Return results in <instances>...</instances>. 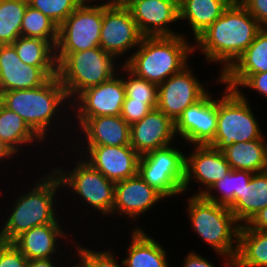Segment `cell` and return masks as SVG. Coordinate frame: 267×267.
<instances>
[{
    "instance_id": "21",
    "label": "cell",
    "mask_w": 267,
    "mask_h": 267,
    "mask_svg": "<svg viewBox=\"0 0 267 267\" xmlns=\"http://www.w3.org/2000/svg\"><path fill=\"white\" fill-rule=\"evenodd\" d=\"M85 132L88 146L130 145V126L118 116L77 119Z\"/></svg>"
},
{
    "instance_id": "1",
    "label": "cell",
    "mask_w": 267,
    "mask_h": 267,
    "mask_svg": "<svg viewBox=\"0 0 267 267\" xmlns=\"http://www.w3.org/2000/svg\"><path fill=\"white\" fill-rule=\"evenodd\" d=\"M261 29L247 9L238 0H233L222 15L194 40L207 60L223 62L221 76L244 53Z\"/></svg>"
},
{
    "instance_id": "38",
    "label": "cell",
    "mask_w": 267,
    "mask_h": 267,
    "mask_svg": "<svg viewBox=\"0 0 267 267\" xmlns=\"http://www.w3.org/2000/svg\"><path fill=\"white\" fill-rule=\"evenodd\" d=\"M156 108L157 103L130 101L125 96L120 116L129 126H131L142 120L150 111Z\"/></svg>"
},
{
    "instance_id": "37",
    "label": "cell",
    "mask_w": 267,
    "mask_h": 267,
    "mask_svg": "<svg viewBox=\"0 0 267 267\" xmlns=\"http://www.w3.org/2000/svg\"><path fill=\"white\" fill-rule=\"evenodd\" d=\"M81 259L77 267H121L116 263L115 256L110 251L97 252L75 245Z\"/></svg>"
},
{
    "instance_id": "4",
    "label": "cell",
    "mask_w": 267,
    "mask_h": 267,
    "mask_svg": "<svg viewBox=\"0 0 267 267\" xmlns=\"http://www.w3.org/2000/svg\"><path fill=\"white\" fill-rule=\"evenodd\" d=\"M68 99L58 76L50 77L43 85L25 90H10L0 94V102L17 113L44 141L48 126L62 101Z\"/></svg>"
},
{
    "instance_id": "11",
    "label": "cell",
    "mask_w": 267,
    "mask_h": 267,
    "mask_svg": "<svg viewBox=\"0 0 267 267\" xmlns=\"http://www.w3.org/2000/svg\"><path fill=\"white\" fill-rule=\"evenodd\" d=\"M207 93L187 65L158 85L157 109L175 123L186 108L197 103Z\"/></svg>"
},
{
    "instance_id": "32",
    "label": "cell",
    "mask_w": 267,
    "mask_h": 267,
    "mask_svg": "<svg viewBox=\"0 0 267 267\" xmlns=\"http://www.w3.org/2000/svg\"><path fill=\"white\" fill-rule=\"evenodd\" d=\"M28 0H0V45L12 44L21 36Z\"/></svg>"
},
{
    "instance_id": "28",
    "label": "cell",
    "mask_w": 267,
    "mask_h": 267,
    "mask_svg": "<svg viewBox=\"0 0 267 267\" xmlns=\"http://www.w3.org/2000/svg\"><path fill=\"white\" fill-rule=\"evenodd\" d=\"M233 267H267V231L240 227Z\"/></svg>"
},
{
    "instance_id": "33",
    "label": "cell",
    "mask_w": 267,
    "mask_h": 267,
    "mask_svg": "<svg viewBox=\"0 0 267 267\" xmlns=\"http://www.w3.org/2000/svg\"><path fill=\"white\" fill-rule=\"evenodd\" d=\"M21 36L47 40L56 47L58 26L41 11L28 4L22 20Z\"/></svg>"
},
{
    "instance_id": "22",
    "label": "cell",
    "mask_w": 267,
    "mask_h": 267,
    "mask_svg": "<svg viewBox=\"0 0 267 267\" xmlns=\"http://www.w3.org/2000/svg\"><path fill=\"white\" fill-rule=\"evenodd\" d=\"M60 223L35 226L22 233L12 243L28 259L51 258L56 252V239L64 236Z\"/></svg>"
},
{
    "instance_id": "26",
    "label": "cell",
    "mask_w": 267,
    "mask_h": 267,
    "mask_svg": "<svg viewBox=\"0 0 267 267\" xmlns=\"http://www.w3.org/2000/svg\"><path fill=\"white\" fill-rule=\"evenodd\" d=\"M12 45L23 63L39 67L49 78L57 75L55 47L49 41L19 36Z\"/></svg>"
},
{
    "instance_id": "10",
    "label": "cell",
    "mask_w": 267,
    "mask_h": 267,
    "mask_svg": "<svg viewBox=\"0 0 267 267\" xmlns=\"http://www.w3.org/2000/svg\"><path fill=\"white\" fill-rule=\"evenodd\" d=\"M81 161V162H80ZM73 171L65 173L61 167L54 169L62 186H67L81 196L90 206L103 215L112 214L114 207L115 183L93 168L82 158Z\"/></svg>"
},
{
    "instance_id": "40",
    "label": "cell",
    "mask_w": 267,
    "mask_h": 267,
    "mask_svg": "<svg viewBox=\"0 0 267 267\" xmlns=\"http://www.w3.org/2000/svg\"><path fill=\"white\" fill-rule=\"evenodd\" d=\"M238 1L259 22L262 28H267V0H238Z\"/></svg>"
},
{
    "instance_id": "16",
    "label": "cell",
    "mask_w": 267,
    "mask_h": 267,
    "mask_svg": "<svg viewBox=\"0 0 267 267\" xmlns=\"http://www.w3.org/2000/svg\"><path fill=\"white\" fill-rule=\"evenodd\" d=\"M128 9L144 37L179 35L166 26L179 19V0H136Z\"/></svg>"
},
{
    "instance_id": "34",
    "label": "cell",
    "mask_w": 267,
    "mask_h": 267,
    "mask_svg": "<svg viewBox=\"0 0 267 267\" xmlns=\"http://www.w3.org/2000/svg\"><path fill=\"white\" fill-rule=\"evenodd\" d=\"M122 69L128 71V79L123 78V83L126 97L130 101L158 103V85L137 77L124 65H122Z\"/></svg>"
},
{
    "instance_id": "35",
    "label": "cell",
    "mask_w": 267,
    "mask_h": 267,
    "mask_svg": "<svg viewBox=\"0 0 267 267\" xmlns=\"http://www.w3.org/2000/svg\"><path fill=\"white\" fill-rule=\"evenodd\" d=\"M84 0H28V4L41 11L59 27Z\"/></svg>"
},
{
    "instance_id": "23",
    "label": "cell",
    "mask_w": 267,
    "mask_h": 267,
    "mask_svg": "<svg viewBox=\"0 0 267 267\" xmlns=\"http://www.w3.org/2000/svg\"><path fill=\"white\" fill-rule=\"evenodd\" d=\"M128 257L122 261L125 267H169L165 249L139 227L131 234Z\"/></svg>"
},
{
    "instance_id": "13",
    "label": "cell",
    "mask_w": 267,
    "mask_h": 267,
    "mask_svg": "<svg viewBox=\"0 0 267 267\" xmlns=\"http://www.w3.org/2000/svg\"><path fill=\"white\" fill-rule=\"evenodd\" d=\"M116 76L99 85L89 87L76 96L75 100L79 103L75 106L78 107L77 118L121 115L126 96L125 86L123 78Z\"/></svg>"
},
{
    "instance_id": "5",
    "label": "cell",
    "mask_w": 267,
    "mask_h": 267,
    "mask_svg": "<svg viewBox=\"0 0 267 267\" xmlns=\"http://www.w3.org/2000/svg\"><path fill=\"white\" fill-rule=\"evenodd\" d=\"M46 176L30 192L22 194L16 200L11 215L0 231L1 242L12 243L35 226L59 223L55 217L53 201L58 187L62 186L61 181L53 170L51 175Z\"/></svg>"
},
{
    "instance_id": "27",
    "label": "cell",
    "mask_w": 267,
    "mask_h": 267,
    "mask_svg": "<svg viewBox=\"0 0 267 267\" xmlns=\"http://www.w3.org/2000/svg\"><path fill=\"white\" fill-rule=\"evenodd\" d=\"M222 152L233 170L256 173L267 169V142L264 139L233 143Z\"/></svg>"
},
{
    "instance_id": "29",
    "label": "cell",
    "mask_w": 267,
    "mask_h": 267,
    "mask_svg": "<svg viewBox=\"0 0 267 267\" xmlns=\"http://www.w3.org/2000/svg\"><path fill=\"white\" fill-rule=\"evenodd\" d=\"M267 72V28H262L253 42L222 75H252Z\"/></svg>"
},
{
    "instance_id": "44",
    "label": "cell",
    "mask_w": 267,
    "mask_h": 267,
    "mask_svg": "<svg viewBox=\"0 0 267 267\" xmlns=\"http://www.w3.org/2000/svg\"><path fill=\"white\" fill-rule=\"evenodd\" d=\"M51 258L28 260L27 267H54Z\"/></svg>"
},
{
    "instance_id": "7",
    "label": "cell",
    "mask_w": 267,
    "mask_h": 267,
    "mask_svg": "<svg viewBox=\"0 0 267 267\" xmlns=\"http://www.w3.org/2000/svg\"><path fill=\"white\" fill-rule=\"evenodd\" d=\"M116 57L100 46L69 53L58 65L57 76L68 98L76 97L83 90L99 85L115 76Z\"/></svg>"
},
{
    "instance_id": "12",
    "label": "cell",
    "mask_w": 267,
    "mask_h": 267,
    "mask_svg": "<svg viewBox=\"0 0 267 267\" xmlns=\"http://www.w3.org/2000/svg\"><path fill=\"white\" fill-rule=\"evenodd\" d=\"M143 35L128 8L104 7L100 47L116 58L139 46Z\"/></svg>"
},
{
    "instance_id": "36",
    "label": "cell",
    "mask_w": 267,
    "mask_h": 267,
    "mask_svg": "<svg viewBox=\"0 0 267 267\" xmlns=\"http://www.w3.org/2000/svg\"><path fill=\"white\" fill-rule=\"evenodd\" d=\"M218 80L226 83V87L229 89H239V87L246 86L267 97V72L252 75H221Z\"/></svg>"
},
{
    "instance_id": "45",
    "label": "cell",
    "mask_w": 267,
    "mask_h": 267,
    "mask_svg": "<svg viewBox=\"0 0 267 267\" xmlns=\"http://www.w3.org/2000/svg\"><path fill=\"white\" fill-rule=\"evenodd\" d=\"M15 154L16 152L0 139V159H4L9 156L11 157V155Z\"/></svg>"
},
{
    "instance_id": "42",
    "label": "cell",
    "mask_w": 267,
    "mask_h": 267,
    "mask_svg": "<svg viewBox=\"0 0 267 267\" xmlns=\"http://www.w3.org/2000/svg\"><path fill=\"white\" fill-rule=\"evenodd\" d=\"M183 267H214L207 259L196 253H189L184 260Z\"/></svg>"
},
{
    "instance_id": "15",
    "label": "cell",
    "mask_w": 267,
    "mask_h": 267,
    "mask_svg": "<svg viewBox=\"0 0 267 267\" xmlns=\"http://www.w3.org/2000/svg\"><path fill=\"white\" fill-rule=\"evenodd\" d=\"M85 161L116 183L138 174L140 155L131 147L124 146H88Z\"/></svg>"
},
{
    "instance_id": "14",
    "label": "cell",
    "mask_w": 267,
    "mask_h": 267,
    "mask_svg": "<svg viewBox=\"0 0 267 267\" xmlns=\"http://www.w3.org/2000/svg\"><path fill=\"white\" fill-rule=\"evenodd\" d=\"M217 100L206 94L186 108L175 122V134L195 145H209L217 131Z\"/></svg>"
},
{
    "instance_id": "25",
    "label": "cell",
    "mask_w": 267,
    "mask_h": 267,
    "mask_svg": "<svg viewBox=\"0 0 267 267\" xmlns=\"http://www.w3.org/2000/svg\"><path fill=\"white\" fill-rule=\"evenodd\" d=\"M267 206V170L253 174L237 201L229 208L238 222L246 224L259 210Z\"/></svg>"
},
{
    "instance_id": "6",
    "label": "cell",
    "mask_w": 267,
    "mask_h": 267,
    "mask_svg": "<svg viewBox=\"0 0 267 267\" xmlns=\"http://www.w3.org/2000/svg\"><path fill=\"white\" fill-rule=\"evenodd\" d=\"M224 93L221 99H217V131L209 145L223 151L233 143L264 139L242 92L226 87Z\"/></svg>"
},
{
    "instance_id": "2",
    "label": "cell",
    "mask_w": 267,
    "mask_h": 267,
    "mask_svg": "<svg viewBox=\"0 0 267 267\" xmlns=\"http://www.w3.org/2000/svg\"><path fill=\"white\" fill-rule=\"evenodd\" d=\"M138 47L124 66L137 77L156 85L185 68L188 56L195 51V46L187 43L181 34L143 37Z\"/></svg>"
},
{
    "instance_id": "8",
    "label": "cell",
    "mask_w": 267,
    "mask_h": 267,
    "mask_svg": "<svg viewBox=\"0 0 267 267\" xmlns=\"http://www.w3.org/2000/svg\"><path fill=\"white\" fill-rule=\"evenodd\" d=\"M103 6L83 1L58 27L57 65L69 54L100 46Z\"/></svg>"
},
{
    "instance_id": "18",
    "label": "cell",
    "mask_w": 267,
    "mask_h": 267,
    "mask_svg": "<svg viewBox=\"0 0 267 267\" xmlns=\"http://www.w3.org/2000/svg\"><path fill=\"white\" fill-rule=\"evenodd\" d=\"M48 79L39 67L23 63L12 44L0 45V94L10 90L33 89Z\"/></svg>"
},
{
    "instance_id": "9",
    "label": "cell",
    "mask_w": 267,
    "mask_h": 267,
    "mask_svg": "<svg viewBox=\"0 0 267 267\" xmlns=\"http://www.w3.org/2000/svg\"><path fill=\"white\" fill-rule=\"evenodd\" d=\"M185 156L170 145L153 150L140 156L138 174L164 198L183 193Z\"/></svg>"
},
{
    "instance_id": "3",
    "label": "cell",
    "mask_w": 267,
    "mask_h": 267,
    "mask_svg": "<svg viewBox=\"0 0 267 267\" xmlns=\"http://www.w3.org/2000/svg\"><path fill=\"white\" fill-rule=\"evenodd\" d=\"M188 202V215L195 232L219 255L227 257L225 266L233 267L238 250L240 223L228 207L207 201L203 196L193 195Z\"/></svg>"
},
{
    "instance_id": "30",
    "label": "cell",
    "mask_w": 267,
    "mask_h": 267,
    "mask_svg": "<svg viewBox=\"0 0 267 267\" xmlns=\"http://www.w3.org/2000/svg\"><path fill=\"white\" fill-rule=\"evenodd\" d=\"M253 172L247 170H231L222 179L216 181L209 190H201L196 196H203L207 201L230 208L237 201V194H241L245 185H248ZM218 190L221 196L211 193Z\"/></svg>"
},
{
    "instance_id": "43",
    "label": "cell",
    "mask_w": 267,
    "mask_h": 267,
    "mask_svg": "<svg viewBox=\"0 0 267 267\" xmlns=\"http://www.w3.org/2000/svg\"><path fill=\"white\" fill-rule=\"evenodd\" d=\"M87 2L88 0H84ZM91 1V0H89ZM136 0H110L107 3H102L96 6H103L108 8H129Z\"/></svg>"
},
{
    "instance_id": "31",
    "label": "cell",
    "mask_w": 267,
    "mask_h": 267,
    "mask_svg": "<svg viewBox=\"0 0 267 267\" xmlns=\"http://www.w3.org/2000/svg\"><path fill=\"white\" fill-rule=\"evenodd\" d=\"M0 139L16 153L20 145L42 140L14 111L7 109L0 102ZM19 145V146H18Z\"/></svg>"
},
{
    "instance_id": "17",
    "label": "cell",
    "mask_w": 267,
    "mask_h": 267,
    "mask_svg": "<svg viewBox=\"0 0 267 267\" xmlns=\"http://www.w3.org/2000/svg\"><path fill=\"white\" fill-rule=\"evenodd\" d=\"M175 136V123L157 108L130 126V145L140 156L169 146Z\"/></svg>"
},
{
    "instance_id": "39",
    "label": "cell",
    "mask_w": 267,
    "mask_h": 267,
    "mask_svg": "<svg viewBox=\"0 0 267 267\" xmlns=\"http://www.w3.org/2000/svg\"><path fill=\"white\" fill-rule=\"evenodd\" d=\"M28 259L13 244L0 241V267H27Z\"/></svg>"
},
{
    "instance_id": "24",
    "label": "cell",
    "mask_w": 267,
    "mask_h": 267,
    "mask_svg": "<svg viewBox=\"0 0 267 267\" xmlns=\"http://www.w3.org/2000/svg\"><path fill=\"white\" fill-rule=\"evenodd\" d=\"M233 0H179V20L186 19L195 39L216 21Z\"/></svg>"
},
{
    "instance_id": "41",
    "label": "cell",
    "mask_w": 267,
    "mask_h": 267,
    "mask_svg": "<svg viewBox=\"0 0 267 267\" xmlns=\"http://www.w3.org/2000/svg\"><path fill=\"white\" fill-rule=\"evenodd\" d=\"M245 225L249 229L267 231V206L259 210Z\"/></svg>"
},
{
    "instance_id": "19",
    "label": "cell",
    "mask_w": 267,
    "mask_h": 267,
    "mask_svg": "<svg viewBox=\"0 0 267 267\" xmlns=\"http://www.w3.org/2000/svg\"><path fill=\"white\" fill-rule=\"evenodd\" d=\"M195 152L185 156V178L183 192L187 190L191 179L203 184L208 190L232 169L222 151L210 145H194ZM193 176V177H192Z\"/></svg>"
},
{
    "instance_id": "20",
    "label": "cell",
    "mask_w": 267,
    "mask_h": 267,
    "mask_svg": "<svg viewBox=\"0 0 267 267\" xmlns=\"http://www.w3.org/2000/svg\"><path fill=\"white\" fill-rule=\"evenodd\" d=\"M164 197L146 183L139 174L115 183L112 212L128 215L134 219L151 209Z\"/></svg>"
}]
</instances>
